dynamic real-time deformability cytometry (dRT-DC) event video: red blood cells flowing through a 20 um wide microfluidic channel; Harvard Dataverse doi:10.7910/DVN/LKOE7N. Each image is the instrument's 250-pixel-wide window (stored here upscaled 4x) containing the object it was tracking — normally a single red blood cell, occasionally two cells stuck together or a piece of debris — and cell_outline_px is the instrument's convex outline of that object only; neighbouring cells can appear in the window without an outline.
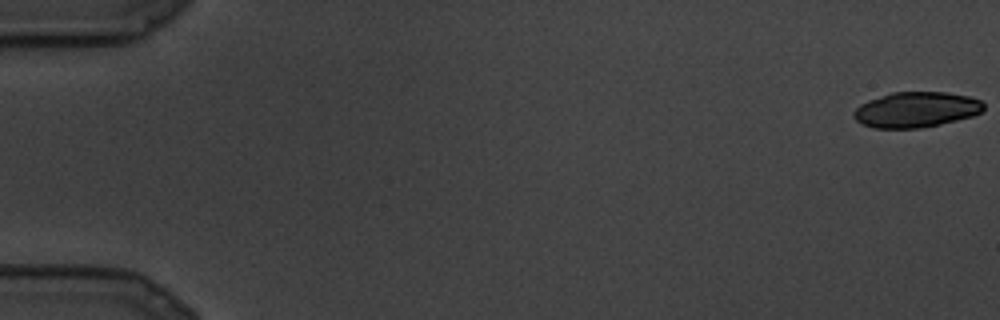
{"species": "common noctule bat (a hibernating species)", "species_latin": "Nyctalus noctula", "temperature_condition": "cold", "stored_images_in_passage": 15, "camera_frame_rate_fps": 3000, "um_per_image_px": 0.085, "animal": {"sex": "male", "body_mass_g": 19.5, "forearm_length_mm": 54.6}, "frame": {"image": 1, "passage_image": 1, "time_ms": 0.0, "image_size_px": [1000, 320], "cell_outline_px": [[984, 108], [980, 112], [972, 116], [940, 124], [920, 128], [872, 128], [856, 120], [852, 116], [852, 112], [860, 104], [868, 100], [892, 92], [944, 92], [968, 96], [980, 100], [984, 104]], "centroid_in_image_um": [77.84, 9.32], "position_along_channel_um": 7.2, "area_um2": 26.76}}
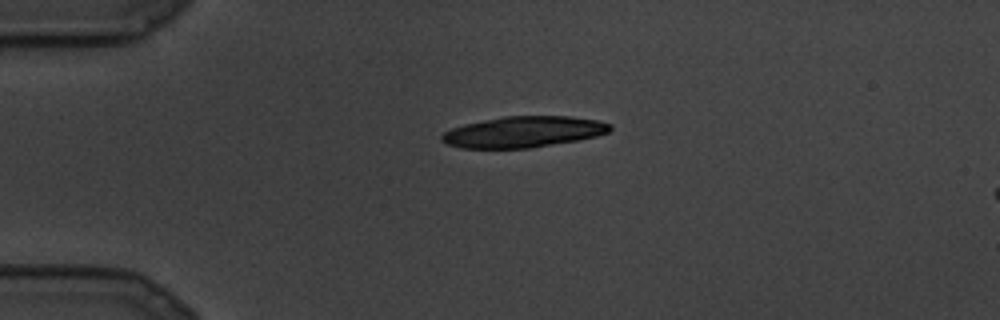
{"frame": {"image": 2, "passage_image": 7, "time_ms": 2.0, "image_size_px": [1000, 320], "cell_outline_px": [[612, 128], [608, 132], [596, 136], [576, 140], [528, 148], [460, 148], [448, 144], [440, 140], [440, 136], [444, 132], [452, 128], [464, 124], [504, 116], [572, 116], [596, 120], [612, 124]], "centroid_in_image_um": [44.48, 11.2], "position_along_channel_um": 40.5, "area_um2": 30.29}}